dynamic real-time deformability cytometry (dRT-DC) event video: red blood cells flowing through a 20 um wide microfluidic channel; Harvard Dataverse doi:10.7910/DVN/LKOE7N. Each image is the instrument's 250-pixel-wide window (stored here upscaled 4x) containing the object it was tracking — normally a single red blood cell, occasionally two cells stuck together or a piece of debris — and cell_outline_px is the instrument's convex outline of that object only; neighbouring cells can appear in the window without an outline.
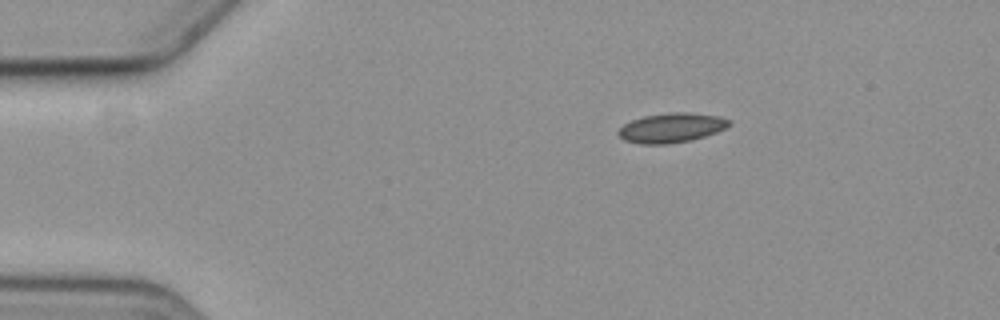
{"species": "common noctule bat (a hibernating species)", "species_latin": "Nyctalus noctula", "temperature_condition": "cold", "stored_images_in_passage": 3, "camera_frame_rate_fps": 3000, "um_per_image_px": 0.085, "animal": {"sex": "female", "body_mass_g": 19.3, "forearm_length_mm": 54.1}, "frame": {"image": 1, "passage_image": 1, "time_ms": 0.0, "image_size_px": [1000, 320], "cell_outline_px": [[732, 124], [716, 132], [692, 140], [668, 144], [640, 144], [624, 140], [616, 132], [624, 124], [632, 120], [644, 116], [672, 112], [684, 112], [720, 116], [728, 120]], "centroid_in_image_um": [57.05, 10.87], "position_along_channel_um": 27.9, "area_um2": 18.96}}